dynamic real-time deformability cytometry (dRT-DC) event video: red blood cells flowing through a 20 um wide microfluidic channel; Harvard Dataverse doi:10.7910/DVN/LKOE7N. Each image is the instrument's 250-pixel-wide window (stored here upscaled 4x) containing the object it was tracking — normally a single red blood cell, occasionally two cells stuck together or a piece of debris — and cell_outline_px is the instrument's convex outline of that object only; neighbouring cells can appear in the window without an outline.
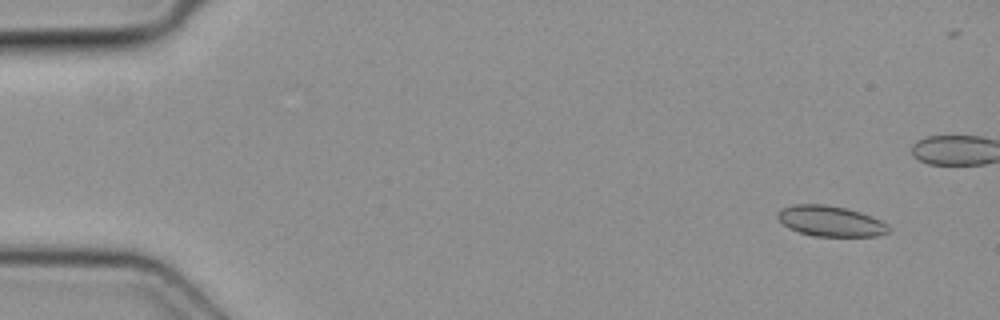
{"species": "common noctule bat (a hibernating species)", "species_latin": "Nyctalus noctula", "temperature_condition": "cold", "stored_images_in_passage": 34, "camera_frame_rate_fps": 3000, "um_per_image_px": 0.085, "animal": {"sex": "female", "body_mass_g": 19.3, "forearm_length_mm": 54.1}, "frame": {"image": 1, "passage_image": 2, "time_ms": 0.333, "image_size_px": [1000, 320], "cell_outline_px": [[892, 228], [888, 232], [880, 236], [812, 236], [788, 228], [776, 216], [784, 208], [792, 204], [824, 204], [848, 208], [872, 216], [888, 224]], "centroid_in_image_um": [70.64, 18.8], "position_along_channel_um": 14.4, "area_um2": 19.83}}
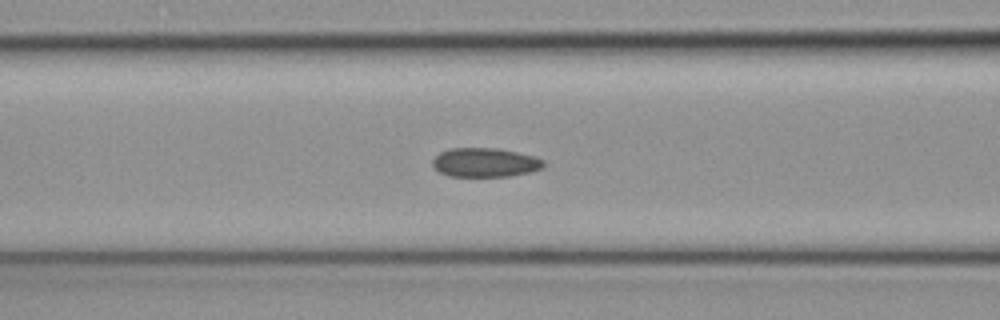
{"frame": {"image": 2, "passage_image": 19, "time_ms": 6.0, "image_size_px": [1000, 320], "cell_outline_px": [[544, 168], [532, 172], [508, 176], [448, 176], [440, 172], [432, 164], [432, 160], [440, 152], [448, 148], [496, 148], [536, 156], [544, 160]], "centroid_in_image_um": [41.26, 13.81], "position_along_channel_um": 125.3, "area_um2": 18.9}}
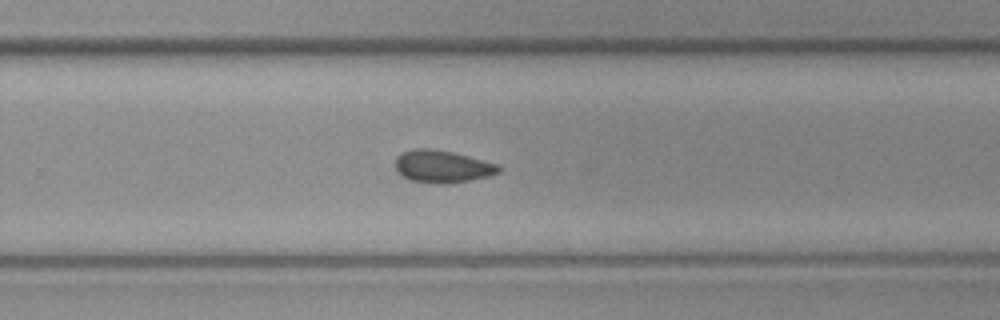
{"frame": {"image": 3, "passage_image": 31, "time_ms": 10.0, "image_size_px": [1000, 320], "cell_outline_px": [[500, 172], [488, 176], [472, 180], [448, 184], [436, 184], [408, 180], [396, 172], [396, 156], [404, 152], [416, 148], [428, 148], [452, 152], [500, 164]], "centroid_in_image_um": [37.6, 14.17], "position_along_channel_um": 292.2, "area_um2": 19.71}}